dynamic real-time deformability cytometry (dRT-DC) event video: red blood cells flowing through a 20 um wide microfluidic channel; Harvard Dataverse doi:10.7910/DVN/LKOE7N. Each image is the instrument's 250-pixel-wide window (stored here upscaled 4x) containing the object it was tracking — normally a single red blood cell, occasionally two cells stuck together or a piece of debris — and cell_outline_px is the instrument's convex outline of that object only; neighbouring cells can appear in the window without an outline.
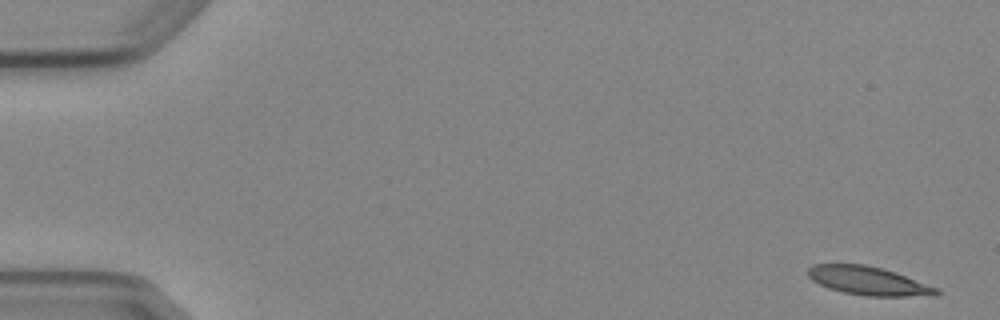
{"species": "Egyptian fruit bat (a non-hibernating species)", "species_latin": "Rousettus aegyptiacus", "temperature_condition": "cold", "stored_images_in_passage": 5, "camera_frame_rate_fps": 3000, "um_per_image_px": 0.085, "animal": {"sex": "female"}, "frame": {"image": 1, "passage_image": 1, "time_ms": 0.0, "image_size_px": [1000, 320], "cell_outline_px": [[940, 292], [936, 296], [868, 296], [844, 292], [828, 288], [812, 280], [808, 276], [808, 268], [812, 264], [864, 264], [884, 268], [896, 272], [940, 288]], "centroid_in_image_um": [73.86, 23.87], "position_along_channel_um": 11.1, "area_um2": 21.56}}
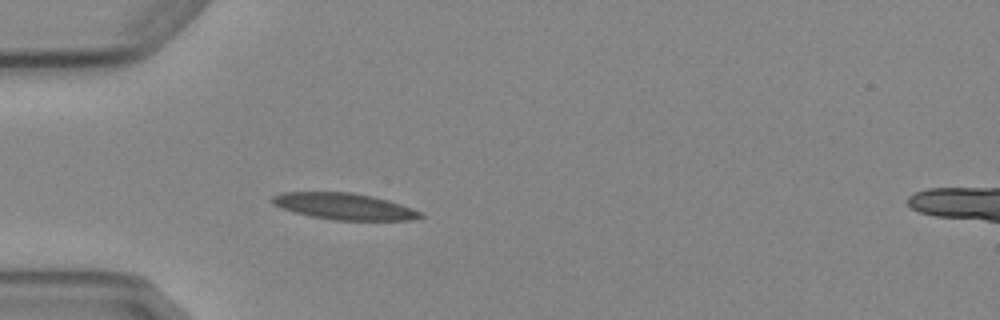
{"frame": {"image": 2, "passage_image": 5, "time_ms": 4.667, "image_size_px": [1000, 320], "cell_outline_px": [[424, 216], [412, 220], [336, 220], [312, 216], [296, 212], [272, 204], [272, 196], [280, 192], [352, 192], [372, 196], [388, 200], [424, 212]], "centroid_in_image_um": [29.3, 17.53], "position_along_channel_um": 55.7, "area_um2": 22.72}}